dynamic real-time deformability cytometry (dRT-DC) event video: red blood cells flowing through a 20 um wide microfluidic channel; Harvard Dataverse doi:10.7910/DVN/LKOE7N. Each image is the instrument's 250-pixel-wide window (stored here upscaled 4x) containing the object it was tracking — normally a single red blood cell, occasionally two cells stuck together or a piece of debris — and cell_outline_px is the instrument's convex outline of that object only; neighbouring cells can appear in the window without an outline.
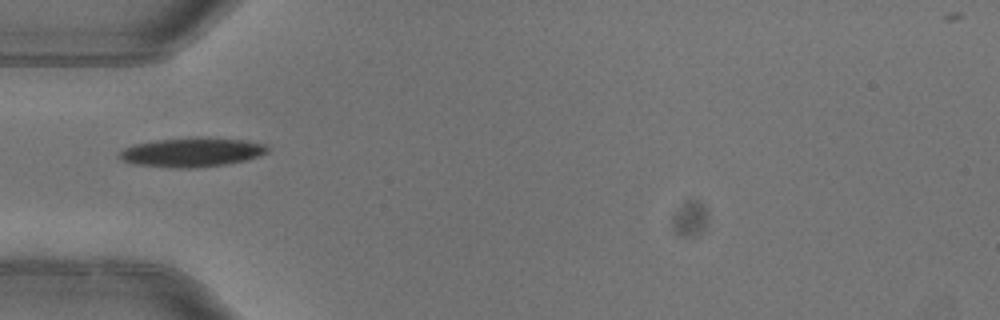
{"species": "common noctule bat (a hibernating species)", "species_latin": "Nyctalus noctula", "temperature_condition": "warm", "stored_images_in_passage": 2, "camera_frame_rate_fps": 3000, "um_per_image_px": 0.085, "animal": {"sex": "female"}, "frame": {"image": 1, "passage_image": 1, "time_ms": 0.0, "image_size_px": [1000, 320], "cell_outline_px": [[268, 152], [244, 160], [224, 164], [188, 168], [176, 168], [136, 164], [124, 160], [120, 156], [120, 152], [124, 148], [132, 144], [156, 140], [192, 136], [200, 136], [244, 140], [268, 144]], "centroid_in_image_um": [16.32, 12.91], "position_along_channel_um": 68.7, "area_um2": 25.14}}